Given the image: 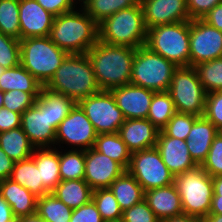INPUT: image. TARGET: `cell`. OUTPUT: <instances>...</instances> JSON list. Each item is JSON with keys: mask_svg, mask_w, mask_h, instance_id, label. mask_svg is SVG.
I'll return each instance as SVG.
<instances>
[{"mask_svg": "<svg viewBox=\"0 0 222 222\" xmlns=\"http://www.w3.org/2000/svg\"><path fill=\"white\" fill-rule=\"evenodd\" d=\"M136 48L110 45L100 40L87 52L94 75L101 90L130 83Z\"/></svg>", "mask_w": 222, "mask_h": 222, "instance_id": "cell-1", "label": "cell"}, {"mask_svg": "<svg viewBox=\"0 0 222 222\" xmlns=\"http://www.w3.org/2000/svg\"><path fill=\"white\" fill-rule=\"evenodd\" d=\"M50 39L69 54L87 53L99 40L98 23L81 7L55 16Z\"/></svg>", "mask_w": 222, "mask_h": 222, "instance_id": "cell-2", "label": "cell"}, {"mask_svg": "<svg viewBox=\"0 0 222 222\" xmlns=\"http://www.w3.org/2000/svg\"><path fill=\"white\" fill-rule=\"evenodd\" d=\"M44 88L76 103L101 91L87 53L69 54Z\"/></svg>", "mask_w": 222, "mask_h": 222, "instance_id": "cell-3", "label": "cell"}, {"mask_svg": "<svg viewBox=\"0 0 222 222\" xmlns=\"http://www.w3.org/2000/svg\"><path fill=\"white\" fill-rule=\"evenodd\" d=\"M99 40L110 44L139 48L145 46L147 28L140 2L122 9L98 24Z\"/></svg>", "mask_w": 222, "mask_h": 222, "instance_id": "cell-4", "label": "cell"}, {"mask_svg": "<svg viewBox=\"0 0 222 222\" xmlns=\"http://www.w3.org/2000/svg\"><path fill=\"white\" fill-rule=\"evenodd\" d=\"M68 55L49 36L20 39V64L43 87Z\"/></svg>", "mask_w": 222, "mask_h": 222, "instance_id": "cell-5", "label": "cell"}, {"mask_svg": "<svg viewBox=\"0 0 222 222\" xmlns=\"http://www.w3.org/2000/svg\"><path fill=\"white\" fill-rule=\"evenodd\" d=\"M190 20L158 25L147 30L145 46L177 67L189 66Z\"/></svg>", "mask_w": 222, "mask_h": 222, "instance_id": "cell-6", "label": "cell"}, {"mask_svg": "<svg viewBox=\"0 0 222 222\" xmlns=\"http://www.w3.org/2000/svg\"><path fill=\"white\" fill-rule=\"evenodd\" d=\"M174 184L181 198L183 213L204 219L213 198L212 177L198 165L175 176Z\"/></svg>", "mask_w": 222, "mask_h": 222, "instance_id": "cell-7", "label": "cell"}, {"mask_svg": "<svg viewBox=\"0 0 222 222\" xmlns=\"http://www.w3.org/2000/svg\"><path fill=\"white\" fill-rule=\"evenodd\" d=\"M178 67L146 46L136 48L130 83L154 92H165Z\"/></svg>", "mask_w": 222, "mask_h": 222, "instance_id": "cell-8", "label": "cell"}, {"mask_svg": "<svg viewBox=\"0 0 222 222\" xmlns=\"http://www.w3.org/2000/svg\"><path fill=\"white\" fill-rule=\"evenodd\" d=\"M167 92L177 112L204 116L207 93L194 67H178Z\"/></svg>", "mask_w": 222, "mask_h": 222, "instance_id": "cell-9", "label": "cell"}, {"mask_svg": "<svg viewBox=\"0 0 222 222\" xmlns=\"http://www.w3.org/2000/svg\"><path fill=\"white\" fill-rule=\"evenodd\" d=\"M127 171L139 182L144 191L174 184L175 175L162 161L156 147L131 153Z\"/></svg>", "mask_w": 222, "mask_h": 222, "instance_id": "cell-10", "label": "cell"}, {"mask_svg": "<svg viewBox=\"0 0 222 222\" xmlns=\"http://www.w3.org/2000/svg\"><path fill=\"white\" fill-rule=\"evenodd\" d=\"M78 104L93 124L97 134L117 133L126 120L111 91L101 90L81 99Z\"/></svg>", "mask_w": 222, "mask_h": 222, "instance_id": "cell-11", "label": "cell"}, {"mask_svg": "<svg viewBox=\"0 0 222 222\" xmlns=\"http://www.w3.org/2000/svg\"><path fill=\"white\" fill-rule=\"evenodd\" d=\"M97 135L84 110L76 103L59 124L55 135V145H59L60 149L61 144H66V146L71 145V148L74 146L72 149L88 150L94 147Z\"/></svg>", "mask_w": 222, "mask_h": 222, "instance_id": "cell-12", "label": "cell"}, {"mask_svg": "<svg viewBox=\"0 0 222 222\" xmlns=\"http://www.w3.org/2000/svg\"><path fill=\"white\" fill-rule=\"evenodd\" d=\"M189 66L222 57V32L203 19L190 20Z\"/></svg>", "mask_w": 222, "mask_h": 222, "instance_id": "cell-13", "label": "cell"}, {"mask_svg": "<svg viewBox=\"0 0 222 222\" xmlns=\"http://www.w3.org/2000/svg\"><path fill=\"white\" fill-rule=\"evenodd\" d=\"M21 128L35 148L55 147L56 130L49 121L48 103L41 96L21 114Z\"/></svg>", "mask_w": 222, "mask_h": 222, "instance_id": "cell-14", "label": "cell"}, {"mask_svg": "<svg viewBox=\"0 0 222 222\" xmlns=\"http://www.w3.org/2000/svg\"><path fill=\"white\" fill-rule=\"evenodd\" d=\"M125 169L116 161L94 148L85 150L84 180L91 189L109 188L112 182L119 177Z\"/></svg>", "mask_w": 222, "mask_h": 222, "instance_id": "cell-15", "label": "cell"}, {"mask_svg": "<svg viewBox=\"0 0 222 222\" xmlns=\"http://www.w3.org/2000/svg\"><path fill=\"white\" fill-rule=\"evenodd\" d=\"M144 22L149 28L188 21L187 0H140Z\"/></svg>", "mask_w": 222, "mask_h": 222, "instance_id": "cell-16", "label": "cell"}, {"mask_svg": "<svg viewBox=\"0 0 222 222\" xmlns=\"http://www.w3.org/2000/svg\"><path fill=\"white\" fill-rule=\"evenodd\" d=\"M110 91L125 119H147L154 91L131 83Z\"/></svg>", "mask_w": 222, "mask_h": 222, "instance_id": "cell-17", "label": "cell"}, {"mask_svg": "<svg viewBox=\"0 0 222 222\" xmlns=\"http://www.w3.org/2000/svg\"><path fill=\"white\" fill-rule=\"evenodd\" d=\"M54 17L36 0H19L20 39L49 36Z\"/></svg>", "mask_w": 222, "mask_h": 222, "instance_id": "cell-18", "label": "cell"}, {"mask_svg": "<svg viewBox=\"0 0 222 222\" xmlns=\"http://www.w3.org/2000/svg\"><path fill=\"white\" fill-rule=\"evenodd\" d=\"M156 148L162 161L175 176L198 166L190 156L186 141L166 136L161 130Z\"/></svg>", "mask_w": 222, "mask_h": 222, "instance_id": "cell-19", "label": "cell"}, {"mask_svg": "<svg viewBox=\"0 0 222 222\" xmlns=\"http://www.w3.org/2000/svg\"><path fill=\"white\" fill-rule=\"evenodd\" d=\"M159 132L148 119H126L118 131L131 153L156 147Z\"/></svg>", "mask_w": 222, "mask_h": 222, "instance_id": "cell-20", "label": "cell"}, {"mask_svg": "<svg viewBox=\"0 0 222 222\" xmlns=\"http://www.w3.org/2000/svg\"><path fill=\"white\" fill-rule=\"evenodd\" d=\"M144 199L161 222L183 213L175 184L145 191Z\"/></svg>", "mask_w": 222, "mask_h": 222, "instance_id": "cell-21", "label": "cell"}, {"mask_svg": "<svg viewBox=\"0 0 222 222\" xmlns=\"http://www.w3.org/2000/svg\"><path fill=\"white\" fill-rule=\"evenodd\" d=\"M220 131L204 116L198 117L187 136V148L191 158L197 165H201L209 153L214 138Z\"/></svg>", "mask_w": 222, "mask_h": 222, "instance_id": "cell-22", "label": "cell"}, {"mask_svg": "<svg viewBox=\"0 0 222 222\" xmlns=\"http://www.w3.org/2000/svg\"><path fill=\"white\" fill-rule=\"evenodd\" d=\"M0 195L17 219L36 214L38 198L12 179L0 180Z\"/></svg>", "mask_w": 222, "mask_h": 222, "instance_id": "cell-23", "label": "cell"}, {"mask_svg": "<svg viewBox=\"0 0 222 222\" xmlns=\"http://www.w3.org/2000/svg\"><path fill=\"white\" fill-rule=\"evenodd\" d=\"M31 158L40 170L43 186L52 192L61 182L59 150L56 147L35 148Z\"/></svg>", "mask_w": 222, "mask_h": 222, "instance_id": "cell-24", "label": "cell"}, {"mask_svg": "<svg viewBox=\"0 0 222 222\" xmlns=\"http://www.w3.org/2000/svg\"><path fill=\"white\" fill-rule=\"evenodd\" d=\"M109 189L118 201L122 211L141 202L145 197L142 186L127 170L112 182Z\"/></svg>", "mask_w": 222, "mask_h": 222, "instance_id": "cell-25", "label": "cell"}, {"mask_svg": "<svg viewBox=\"0 0 222 222\" xmlns=\"http://www.w3.org/2000/svg\"><path fill=\"white\" fill-rule=\"evenodd\" d=\"M93 190L84 179L61 181L52 193L72 210L88 203Z\"/></svg>", "mask_w": 222, "mask_h": 222, "instance_id": "cell-26", "label": "cell"}, {"mask_svg": "<svg viewBox=\"0 0 222 222\" xmlns=\"http://www.w3.org/2000/svg\"><path fill=\"white\" fill-rule=\"evenodd\" d=\"M10 179L29 190L37 198L50 193L43 186L40 170L31 157L15 162Z\"/></svg>", "mask_w": 222, "mask_h": 222, "instance_id": "cell-27", "label": "cell"}, {"mask_svg": "<svg viewBox=\"0 0 222 222\" xmlns=\"http://www.w3.org/2000/svg\"><path fill=\"white\" fill-rule=\"evenodd\" d=\"M0 148L14 162L30 158L35 150L21 127L1 132Z\"/></svg>", "mask_w": 222, "mask_h": 222, "instance_id": "cell-28", "label": "cell"}, {"mask_svg": "<svg viewBox=\"0 0 222 222\" xmlns=\"http://www.w3.org/2000/svg\"><path fill=\"white\" fill-rule=\"evenodd\" d=\"M15 89L26 93H41L43 85L20 64L5 69L0 77V91Z\"/></svg>", "mask_w": 222, "mask_h": 222, "instance_id": "cell-29", "label": "cell"}, {"mask_svg": "<svg viewBox=\"0 0 222 222\" xmlns=\"http://www.w3.org/2000/svg\"><path fill=\"white\" fill-rule=\"evenodd\" d=\"M93 148L118 162L125 170L128 169L131 152L127 149L118 132L98 134Z\"/></svg>", "mask_w": 222, "mask_h": 222, "instance_id": "cell-30", "label": "cell"}, {"mask_svg": "<svg viewBox=\"0 0 222 222\" xmlns=\"http://www.w3.org/2000/svg\"><path fill=\"white\" fill-rule=\"evenodd\" d=\"M80 7L98 24L116 12L137 5L140 0H82Z\"/></svg>", "mask_w": 222, "mask_h": 222, "instance_id": "cell-31", "label": "cell"}, {"mask_svg": "<svg viewBox=\"0 0 222 222\" xmlns=\"http://www.w3.org/2000/svg\"><path fill=\"white\" fill-rule=\"evenodd\" d=\"M72 209L59 200L52 192L37 200L36 213L48 222L70 221Z\"/></svg>", "mask_w": 222, "mask_h": 222, "instance_id": "cell-32", "label": "cell"}, {"mask_svg": "<svg viewBox=\"0 0 222 222\" xmlns=\"http://www.w3.org/2000/svg\"><path fill=\"white\" fill-rule=\"evenodd\" d=\"M67 151V152H66ZM64 153L59 150V171L61 181L71 179H84L85 150L66 149Z\"/></svg>", "mask_w": 222, "mask_h": 222, "instance_id": "cell-33", "label": "cell"}, {"mask_svg": "<svg viewBox=\"0 0 222 222\" xmlns=\"http://www.w3.org/2000/svg\"><path fill=\"white\" fill-rule=\"evenodd\" d=\"M176 112L174 102L167 91L155 92L147 119L161 130Z\"/></svg>", "mask_w": 222, "mask_h": 222, "instance_id": "cell-34", "label": "cell"}, {"mask_svg": "<svg viewBox=\"0 0 222 222\" xmlns=\"http://www.w3.org/2000/svg\"><path fill=\"white\" fill-rule=\"evenodd\" d=\"M40 96L48 103V117L51 126L57 130L62 120L70 113L76 102L71 98L43 87Z\"/></svg>", "mask_w": 222, "mask_h": 222, "instance_id": "cell-35", "label": "cell"}, {"mask_svg": "<svg viewBox=\"0 0 222 222\" xmlns=\"http://www.w3.org/2000/svg\"><path fill=\"white\" fill-rule=\"evenodd\" d=\"M205 92L222 91V57L194 66Z\"/></svg>", "mask_w": 222, "mask_h": 222, "instance_id": "cell-36", "label": "cell"}, {"mask_svg": "<svg viewBox=\"0 0 222 222\" xmlns=\"http://www.w3.org/2000/svg\"><path fill=\"white\" fill-rule=\"evenodd\" d=\"M92 200L104 222L122 220L123 211L109 188L94 190L92 192Z\"/></svg>", "mask_w": 222, "mask_h": 222, "instance_id": "cell-37", "label": "cell"}, {"mask_svg": "<svg viewBox=\"0 0 222 222\" xmlns=\"http://www.w3.org/2000/svg\"><path fill=\"white\" fill-rule=\"evenodd\" d=\"M0 31L20 40L19 0H0Z\"/></svg>", "mask_w": 222, "mask_h": 222, "instance_id": "cell-38", "label": "cell"}, {"mask_svg": "<svg viewBox=\"0 0 222 222\" xmlns=\"http://www.w3.org/2000/svg\"><path fill=\"white\" fill-rule=\"evenodd\" d=\"M198 116L188 113L176 112L161 131L169 137L186 141Z\"/></svg>", "mask_w": 222, "mask_h": 222, "instance_id": "cell-39", "label": "cell"}, {"mask_svg": "<svg viewBox=\"0 0 222 222\" xmlns=\"http://www.w3.org/2000/svg\"><path fill=\"white\" fill-rule=\"evenodd\" d=\"M20 65V40L0 31V66L5 69Z\"/></svg>", "mask_w": 222, "mask_h": 222, "instance_id": "cell-40", "label": "cell"}, {"mask_svg": "<svg viewBox=\"0 0 222 222\" xmlns=\"http://www.w3.org/2000/svg\"><path fill=\"white\" fill-rule=\"evenodd\" d=\"M40 93H26L21 90H11L4 92L3 107L22 114L25 110L33 106Z\"/></svg>", "mask_w": 222, "mask_h": 222, "instance_id": "cell-41", "label": "cell"}, {"mask_svg": "<svg viewBox=\"0 0 222 222\" xmlns=\"http://www.w3.org/2000/svg\"><path fill=\"white\" fill-rule=\"evenodd\" d=\"M200 166L211 177L222 175V132L214 138L209 153Z\"/></svg>", "mask_w": 222, "mask_h": 222, "instance_id": "cell-42", "label": "cell"}, {"mask_svg": "<svg viewBox=\"0 0 222 222\" xmlns=\"http://www.w3.org/2000/svg\"><path fill=\"white\" fill-rule=\"evenodd\" d=\"M122 222H161L149 207L147 201L141 202L125 209L122 214Z\"/></svg>", "mask_w": 222, "mask_h": 222, "instance_id": "cell-43", "label": "cell"}, {"mask_svg": "<svg viewBox=\"0 0 222 222\" xmlns=\"http://www.w3.org/2000/svg\"><path fill=\"white\" fill-rule=\"evenodd\" d=\"M204 117L222 132V91L206 95Z\"/></svg>", "mask_w": 222, "mask_h": 222, "instance_id": "cell-44", "label": "cell"}, {"mask_svg": "<svg viewBox=\"0 0 222 222\" xmlns=\"http://www.w3.org/2000/svg\"><path fill=\"white\" fill-rule=\"evenodd\" d=\"M70 222H104L101 214L91 199L88 203L74 209L71 214Z\"/></svg>", "mask_w": 222, "mask_h": 222, "instance_id": "cell-45", "label": "cell"}, {"mask_svg": "<svg viewBox=\"0 0 222 222\" xmlns=\"http://www.w3.org/2000/svg\"><path fill=\"white\" fill-rule=\"evenodd\" d=\"M219 3H222V0H187L190 19H202Z\"/></svg>", "mask_w": 222, "mask_h": 222, "instance_id": "cell-46", "label": "cell"}, {"mask_svg": "<svg viewBox=\"0 0 222 222\" xmlns=\"http://www.w3.org/2000/svg\"><path fill=\"white\" fill-rule=\"evenodd\" d=\"M46 11L54 16L74 10L79 2L76 0H36Z\"/></svg>", "mask_w": 222, "mask_h": 222, "instance_id": "cell-47", "label": "cell"}, {"mask_svg": "<svg viewBox=\"0 0 222 222\" xmlns=\"http://www.w3.org/2000/svg\"><path fill=\"white\" fill-rule=\"evenodd\" d=\"M21 127V114L3 107L0 109V133Z\"/></svg>", "mask_w": 222, "mask_h": 222, "instance_id": "cell-48", "label": "cell"}, {"mask_svg": "<svg viewBox=\"0 0 222 222\" xmlns=\"http://www.w3.org/2000/svg\"><path fill=\"white\" fill-rule=\"evenodd\" d=\"M202 19L222 32V3L216 5Z\"/></svg>", "mask_w": 222, "mask_h": 222, "instance_id": "cell-49", "label": "cell"}, {"mask_svg": "<svg viewBox=\"0 0 222 222\" xmlns=\"http://www.w3.org/2000/svg\"><path fill=\"white\" fill-rule=\"evenodd\" d=\"M15 162L0 148V180L10 178Z\"/></svg>", "mask_w": 222, "mask_h": 222, "instance_id": "cell-50", "label": "cell"}, {"mask_svg": "<svg viewBox=\"0 0 222 222\" xmlns=\"http://www.w3.org/2000/svg\"><path fill=\"white\" fill-rule=\"evenodd\" d=\"M0 222H17L10 205L0 195Z\"/></svg>", "mask_w": 222, "mask_h": 222, "instance_id": "cell-51", "label": "cell"}, {"mask_svg": "<svg viewBox=\"0 0 222 222\" xmlns=\"http://www.w3.org/2000/svg\"><path fill=\"white\" fill-rule=\"evenodd\" d=\"M164 222H204L203 219L182 213L172 218L166 219Z\"/></svg>", "mask_w": 222, "mask_h": 222, "instance_id": "cell-52", "label": "cell"}, {"mask_svg": "<svg viewBox=\"0 0 222 222\" xmlns=\"http://www.w3.org/2000/svg\"><path fill=\"white\" fill-rule=\"evenodd\" d=\"M209 214H222V196H213Z\"/></svg>", "mask_w": 222, "mask_h": 222, "instance_id": "cell-53", "label": "cell"}, {"mask_svg": "<svg viewBox=\"0 0 222 222\" xmlns=\"http://www.w3.org/2000/svg\"><path fill=\"white\" fill-rule=\"evenodd\" d=\"M213 181V196H222V175L212 177Z\"/></svg>", "mask_w": 222, "mask_h": 222, "instance_id": "cell-54", "label": "cell"}, {"mask_svg": "<svg viewBox=\"0 0 222 222\" xmlns=\"http://www.w3.org/2000/svg\"><path fill=\"white\" fill-rule=\"evenodd\" d=\"M17 222H48L37 213L30 216H23L17 219Z\"/></svg>", "mask_w": 222, "mask_h": 222, "instance_id": "cell-55", "label": "cell"}, {"mask_svg": "<svg viewBox=\"0 0 222 222\" xmlns=\"http://www.w3.org/2000/svg\"><path fill=\"white\" fill-rule=\"evenodd\" d=\"M203 220L204 222H222V214H208Z\"/></svg>", "mask_w": 222, "mask_h": 222, "instance_id": "cell-56", "label": "cell"}, {"mask_svg": "<svg viewBox=\"0 0 222 222\" xmlns=\"http://www.w3.org/2000/svg\"><path fill=\"white\" fill-rule=\"evenodd\" d=\"M3 98H4V92L0 91V109L3 108L4 104Z\"/></svg>", "mask_w": 222, "mask_h": 222, "instance_id": "cell-57", "label": "cell"}, {"mask_svg": "<svg viewBox=\"0 0 222 222\" xmlns=\"http://www.w3.org/2000/svg\"><path fill=\"white\" fill-rule=\"evenodd\" d=\"M4 71H5V68L2 67V66H0V77H1V75L3 74Z\"/></svg>", "mask_w": 222, "mask_h": 222, "instance_id": "cell-58", "label": "cell"}]
</instances>
